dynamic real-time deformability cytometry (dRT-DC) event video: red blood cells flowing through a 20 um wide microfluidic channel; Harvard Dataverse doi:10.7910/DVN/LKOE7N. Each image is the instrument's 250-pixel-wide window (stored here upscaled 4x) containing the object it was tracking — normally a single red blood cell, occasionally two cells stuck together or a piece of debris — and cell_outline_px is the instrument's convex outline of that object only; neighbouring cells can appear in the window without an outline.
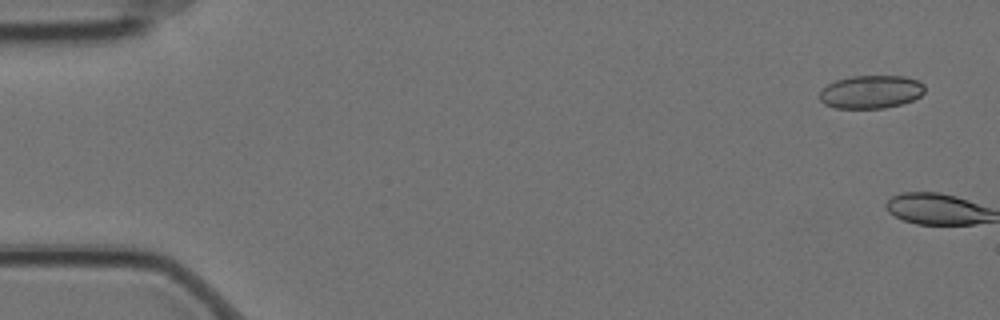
{"species": "Egyptian fruit bat (a non-hibernating species)", "species_latin": "Rousettus aegyptiacus", "temperature_condition": "cold", "stored_images_in_passage": 2, "camera_frame_rate_fps": 3000, "um_per_image_px": 0.085, "animal": {"sex": "female"}, "frame": {"image": 1, "passage_image": 1, "time_ms": 0.0, "image_size_px": [1000, 320], "cell_outline_px": [[924, 92], [920, 96], [912, 100], [900, 104], [884, 108], [836, 108], [824, 104], [820, 100], [820, 92], [828, 84], [836, 80], [852, 76], [904, 76], [920, 80], [924, 84]], "centroid_in_image_um": [74.05, 7.8], "position_along_channel_um": 10.9, "area_um2": 20.29}}